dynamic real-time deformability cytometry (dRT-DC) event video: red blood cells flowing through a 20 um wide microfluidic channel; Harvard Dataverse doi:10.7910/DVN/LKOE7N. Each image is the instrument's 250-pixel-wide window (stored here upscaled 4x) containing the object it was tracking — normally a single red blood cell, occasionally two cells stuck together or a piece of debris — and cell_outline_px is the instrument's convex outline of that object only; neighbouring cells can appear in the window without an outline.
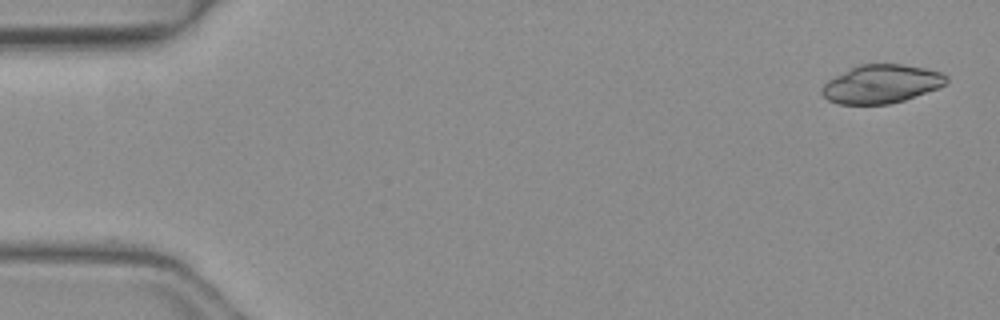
{"species": "common noctule bat (a hibernating species)", "species_latin": "Nyctalus noctula", "temperature_condition": "warm", "stored_images_in_passage": 48, "camera_frame_rate_fps": 3000, "um_per_image_px": 0.085, "animal": {"sex": "female", "body_mass_g": 19.3, "forearm_length_mm": 54.1}, "frame": {"image": 1, "passage_image": 1, "time_ms": 0.0, "image_size_px": [1000, 320], "cell_outline_px": [[948, 80], [944, 84], [936, 88], [904, 100], [888, 104], [840, 104], [828, 100], [820, 92], [820, 88], [828, 80], [860, 64], [904, 64], [924, 68], [940, 72], [948, 76]], "centroid_in_image_um": [74.89, 7.14], "position_along_channel_um": 10.1, "area_um2": 27.57}}
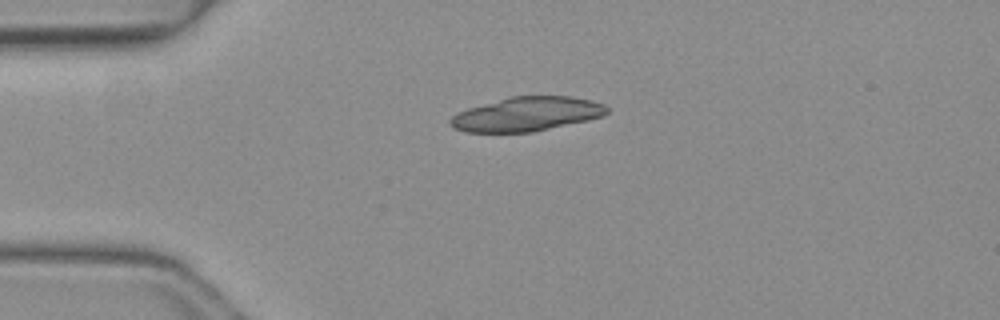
{"frame": {"image": 2, "passage_image": 11, "time_ms": 3.333, "image_size_px": [1000, 320], "cell_outline_px": [[608, 112], [604, 116], [588, 120], [532, 132], [464, 132], [452, 128], [448, 124], [448, 120], [452, 116], [468, 108], [508, 96], [572, 96], [592, 100], [604, 104], [608, 108]], "centroid_in_image_um": [44.76, 9.69], "position_along_channel_um": 40.2, "area_um2": 31.39}, "authors_computed_cell_mechanics": {"area_um2": 29.7092, "velocity_mm_per_s": 4.1529, "shape_relaxation_time_tau1_ms": 1.6343, "shape_relaxation_time_tau2_ms": 2.2036, "deformation_change_tau1": 0.2851, "deformation_change_tau2": 0.0954}}